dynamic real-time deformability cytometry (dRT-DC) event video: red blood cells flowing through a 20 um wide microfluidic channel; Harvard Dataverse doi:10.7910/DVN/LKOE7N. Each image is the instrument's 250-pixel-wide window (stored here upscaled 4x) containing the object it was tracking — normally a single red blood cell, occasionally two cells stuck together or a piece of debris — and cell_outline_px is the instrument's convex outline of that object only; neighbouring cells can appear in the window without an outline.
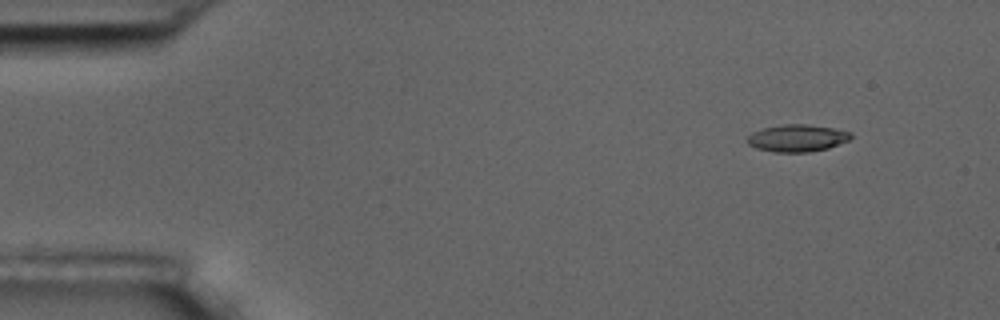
{"species": "common noctule bat (a hibernating species)", "species_latin": "Nyctalus noctula", "temperature_condition": "room temperature", "stored_images_in_passage": 4, "camera_frame_rate_fps": 3000, "um_per_image_px": 0.085, "animal": {"sex": "male", "body_mass_g": 17.5, "forearm_length_mm": 52.3}, "frame": {"image": 1, "passage_image": 1, "time_ms": 0.0, "image_size_px": [1000, 320], "cell_outline_px": [[852, 136], [848, 140], [828, 148], [808, 152], [772, 152], [756, 148], [748, 144], [744, 140], [752, 132], [760, 128], [784, 124], [804, 124], [832, 128], [852, 132]], "centroid_in_image_um": [67.7, 11.74], "position_along_channel_um": 17.3, "area_um2": 16.47}}
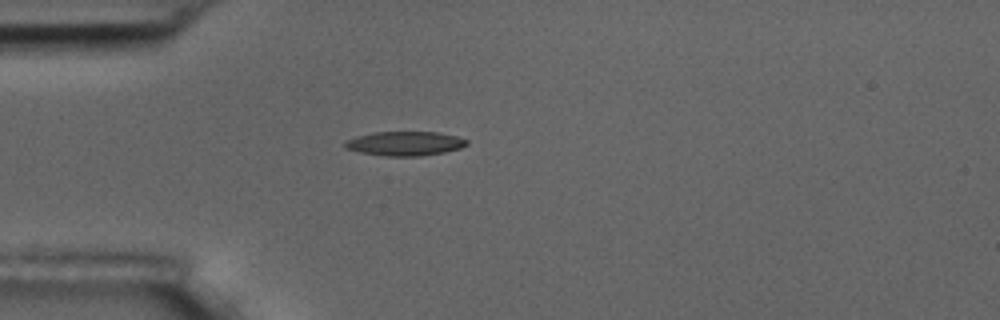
{"frame": {"image": 2, "passage_image": 3, "time_ms": 3.333, "image_size_px": [1000, 320], "cell_outline_px": [[468, 144], [460, 148], [444, 152], [420, 156], [384, 156], [360, 152], [344, 148], [344, 140], [356, 136], [372, 132], [436, 132], [456, 136], [468, 140]], "centroid_in_image_um": [34.37, 12.2], "position_along_channel_um": 50.6, "area_um2": 17.28}}